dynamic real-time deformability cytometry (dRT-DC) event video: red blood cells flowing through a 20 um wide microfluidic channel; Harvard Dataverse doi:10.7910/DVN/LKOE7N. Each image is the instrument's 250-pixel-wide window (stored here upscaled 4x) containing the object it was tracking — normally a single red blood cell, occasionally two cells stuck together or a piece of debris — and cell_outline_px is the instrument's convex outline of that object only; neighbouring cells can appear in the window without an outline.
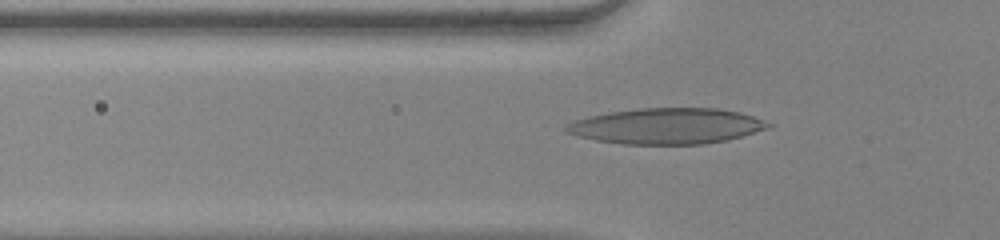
{"species": "human", "species_latin": "Homo sapiens", "temperature_condition": "warm", "stored_images_in_passage": 51, "camera_frame_rate_fps": 3000, "um_per_image_px": 0.085, "donor": {"sex": "female"}, "frame": {"image": 1, "passage_image": 17, "time_ms": 5.333, "image_size_px": [1000, 240], "cell_outline_px": [[772, 124], [768, 128], [728, 140], [704, 144], [624, 144], [596, 140], [564, 132], [564, 124], [588, 116], [612, 112], [640, 108], [720, 108], [740, 112], [764, 120]], "centroid_in_image_um": [56.67, 10.71], "position_along_channel_um": 69.1, "area_um2": 42.08}}
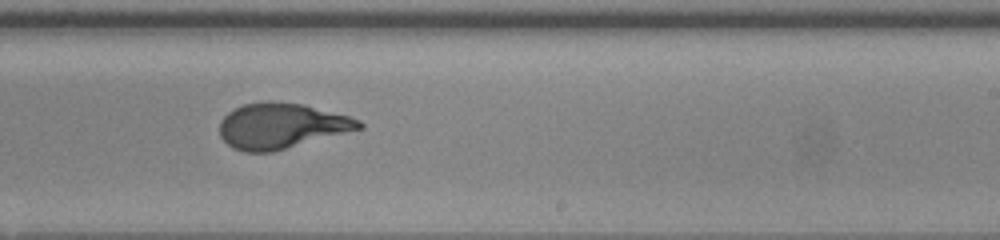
{"frame": {"image": 2, "passage_image": 32, "time_ms": 10.333, "image_size_px": [1000, 240], "cell_outline_px": [[364, 128], [272, 152], [244, 152], [232, 148], [220, 136], [220, 120], [228, 112], [244, 104], [264, 100], [272, 100], [304, 104], [348, 116], [360, 120], [364, 124]], "centroid_in_image_um": [23.91, 10.69], "position_along_channel_um": 265.1, "area_um2": 37.11}}
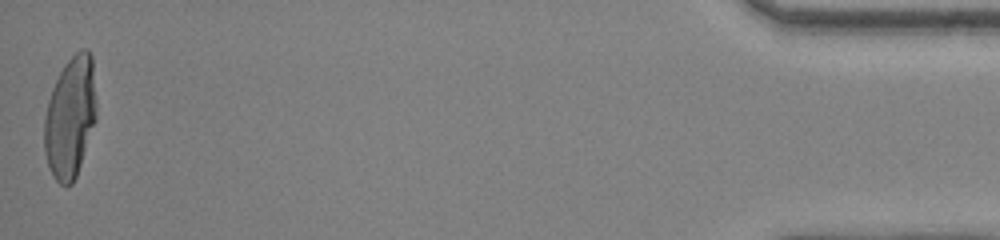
{"frame": {"image": 3, "passage_image": 51, "time_ms": 16.667, "image_size_px": [1000, 240], "cell_outline_px": [[96, 120], [76, 176], [72, 184], [60, 184], [52, 176], [44, 152], [44, 116], [48, 100], [52, 88], [64, 64], [80, 48], [88, 48], [92, 56], [96, 100]], "centroid_in_image_um": [5.97, 9.94], "position_along_channel_um": 429.2, "area_um2": 36.99}, "authors_computed_cell_mechanics": {"area_um2": 37.4544, "velocity_mm_per_s": 3.947, "shape_relaxation_time_tau1_ms": 6.7801, "shape_relaxation_time_tau2_ms": 0.7935, "deformation_change_tau1": 0.3426, "deformation_change_tau2": 0.0773}}